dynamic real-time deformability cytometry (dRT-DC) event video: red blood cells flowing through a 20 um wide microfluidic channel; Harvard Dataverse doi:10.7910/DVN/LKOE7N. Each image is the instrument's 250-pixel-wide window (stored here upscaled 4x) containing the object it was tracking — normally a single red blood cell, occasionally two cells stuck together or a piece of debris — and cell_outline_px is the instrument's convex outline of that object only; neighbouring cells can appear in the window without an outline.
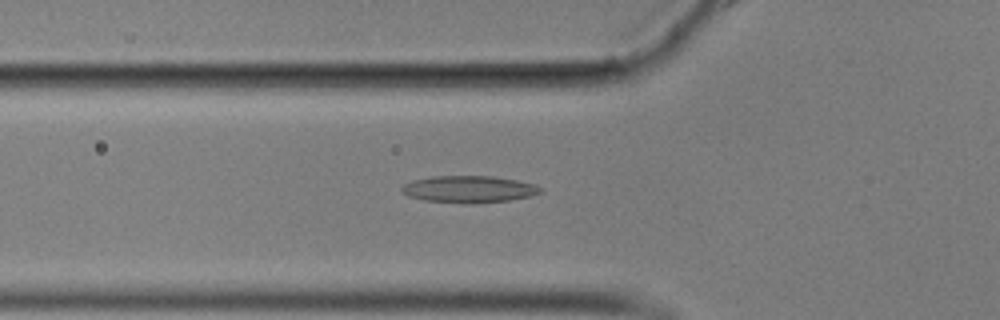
{"species": "common noctule bat (a hibernating species)", "species_latin": "Nyctalus noctula", "temperature_condition": "cold", "stored_images_in_passage": 46, "camera_frame_rate_fps": 3000, "um_per_image_px": 0.085, "animal": {"sex": "male", "body_mass_g": 17.9}, "frame": {"image": 1, "passage_image": 9, "time_ms": 2.667, "image_size_px": [1000, 320], "cell_outline_px": [[544, 192], [532, 196], [508, 200], [472, 204], [464, 204], [424, 200], [408, 196], [400, 192], [400, 188], [404, 184], [412, 180], [432, 176], [492, 176], [516, 180], [536, 184], [544, 188]], "centroid_in_image_um": [39.87, 16.09], "position_along_channel_um": 85.9, "area_um2": 22.14}}
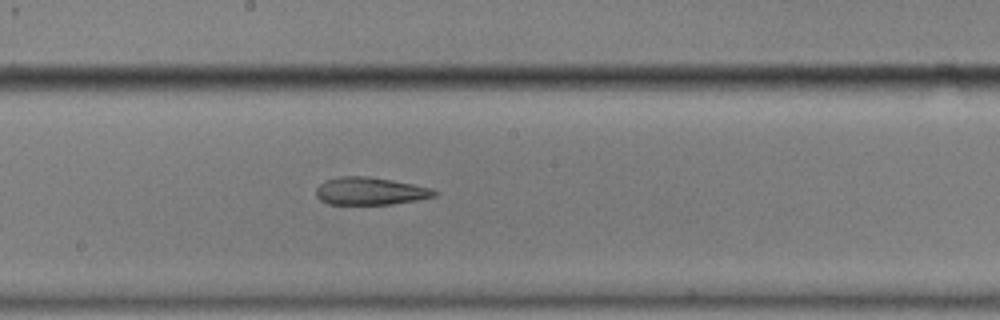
{"frame": {"image": 2, "passage_image": 20, "time_ms": 6.333, "image_size_px": [1000, 320], "cell_outline_px": [[436, 196], [420, 200], [392, 204], [328, 204], [320, 200], [316, 196], [316, 188], [324, 180], [340, 176], [364, 176], [392, 180], [432, 188], [436, 192]], "centroid_in_image_um": [31.45, 16.25], "position_along_channel_um": 216.8, "area_um2": 19.07}}
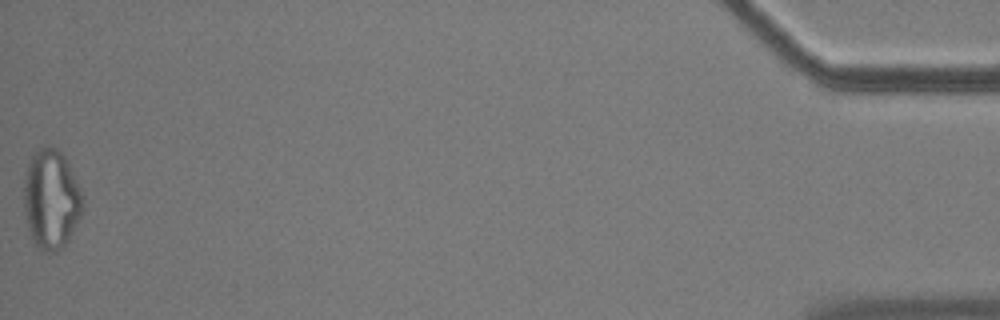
{"frame": {"image": 3, "passage_image": 46, "time_ms": 15.0, "image_size_px": [1000, 320], "cell_outline_px": [[84, 204], [80, 216], [64, 248], [56, 252], [44, 252], [32, 240], [28, 228], [24, 212], [24, 176], [28, 164], [32, 156], [40, 148], [48, 144], [56, 148], [64, 156], [84, 196]], "centroid_in_image_um": [4.35, 16.95], "position_along_channel_um": 430.8, "area_um2": 34.22}, "authors_computed_cell_mechanics": {"area_um2": 21.4727, "velocity_mm_per_s": 3.5391, "shape_relaxation_time_tau1_ms": null, "shape_relaxation_time_tau2_ms": 3.8744, "deformation_change_tau1": null, "deformation_change_tau2": 0.1385}}